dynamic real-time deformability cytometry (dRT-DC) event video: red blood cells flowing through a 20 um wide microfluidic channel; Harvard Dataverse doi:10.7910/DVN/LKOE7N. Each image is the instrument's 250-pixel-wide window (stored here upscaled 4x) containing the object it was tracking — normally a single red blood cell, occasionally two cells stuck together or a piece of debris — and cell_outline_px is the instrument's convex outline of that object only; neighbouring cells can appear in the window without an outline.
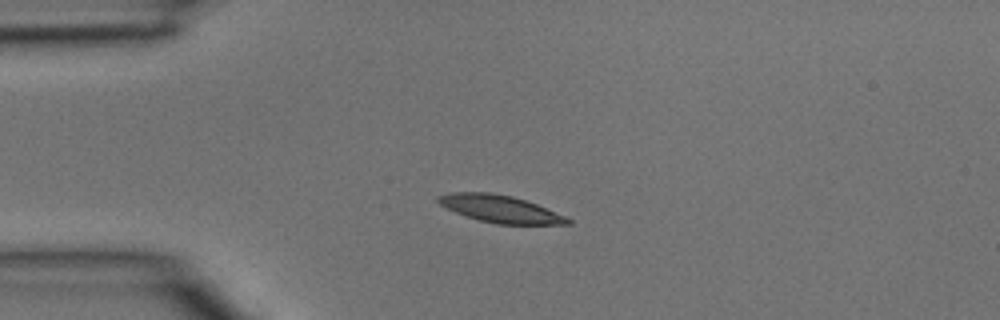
{"species": "common noctule bat (a hibernating species)", "species_latin": "Nyctalus noctula", "temperature_condition": "room temperature", "stored_images_in_passage": 4, "camera_frame_rate_fps": 3000, "um_per_image_px": 0.085, "animal": {"sex": "male", "body_mass_g": 15.6}, "frame": {"image": 1, "passage_image": 3, "time_ms": 0.667, "image_size_px": [1000, 320], "cell_outline_px": [[572, 224], [496, 224], [480, 220], [456, 212], [440, 204], [436, 200], [436, 196], [452, 192], [488, 192], [512, 196], [536, 204], [564, 216], [572, 220]], "centroid_in_image_um": [42.5, 17.75], "position_along_channel_um": 42.5, "area_um2": 20.23}}